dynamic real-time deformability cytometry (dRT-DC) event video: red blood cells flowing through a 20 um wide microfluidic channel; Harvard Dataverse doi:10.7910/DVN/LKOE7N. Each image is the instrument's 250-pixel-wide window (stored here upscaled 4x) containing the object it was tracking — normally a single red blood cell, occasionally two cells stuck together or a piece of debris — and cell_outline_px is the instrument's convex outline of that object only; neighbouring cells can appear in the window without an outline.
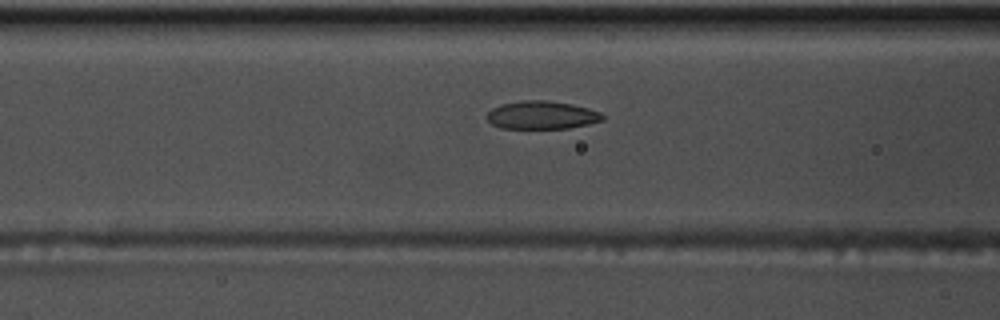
{"species": "common noctule bat (a hibernating species)", "species_latin": "Nyctalus noctula", "temperature_condition": "warm", "stored_images_in_passage": 40, "camera_frame_rate_fps": 3000, "um_per_image_px": 0.085, "animal": {"sex": "male", "body_mass_g": 17.5, "forearm_length_mm": 52.3}, "frame": {"image": 1, "passage_image": 6, "time_ms": 1.667, "image_size_px": [1000, 320], "cell_outline_px": [[604, 120], [588, 124], [568, 128], [500, 128], [492, 124], [484, 116], [492, 108], [500, 104], [520, 100], [548, 100], [572, 104], [588, 108], [600, 112], [604, 116]], "centroid_in_image_um": [46.02, 9.77], "position_along_channel_um": 120.6, "area_um2": 19.07}}
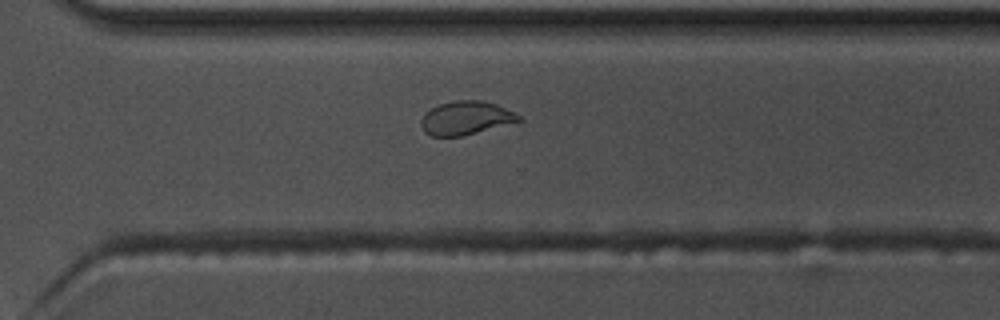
{"frame": {"image": 2, "passage_image": 23, "time_ms": 7.333, "image_size_px": [1000, 320], "cell_outline_px": [[524, 120], [460, 136], [432, 136], [424, 132], [420, 124], [420, 120], [424, 112], [440, 104], [456, 100], [480, 100], [496, 104], [516, 112]], "centroid_in_image_um": [39.59, 10.02], "position_along_channel_um": 331.0, "area_um2": 19.07}}
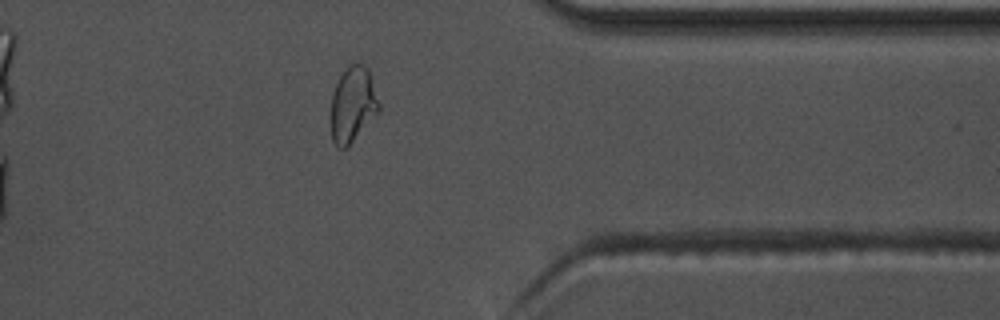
{"frame": {"image": 3, "passage_image": 28, "time_ms": 9.0, "image_size_px": [1000, 320], "cell_outline_px": [[380, 112], [344, 148], [336, 148], [332, 140], [332, 92], [344, 68], [348, 64], [364, 64], [368, 68], [380, 104]], "centroid_in_image_um": [30.0, 8.84], "position_along_channel_um": 381.4, "area_um2": 20.92}}